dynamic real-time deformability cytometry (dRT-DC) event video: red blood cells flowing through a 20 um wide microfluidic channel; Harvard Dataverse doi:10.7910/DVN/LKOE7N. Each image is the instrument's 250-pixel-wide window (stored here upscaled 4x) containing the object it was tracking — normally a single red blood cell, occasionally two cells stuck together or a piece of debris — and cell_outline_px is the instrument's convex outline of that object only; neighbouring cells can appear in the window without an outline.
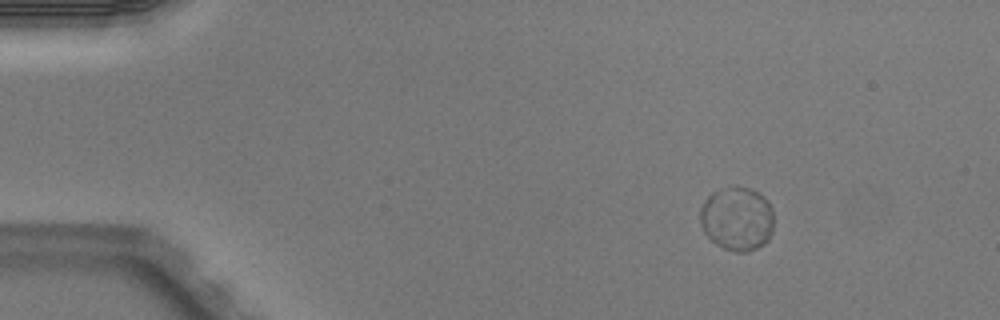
{"species": "Egyptian fruit bat (a non-hibernating species)", "species_latin": "Rousettus aegyptiacus", "temperature_condition": "warm", "stored_images_in_passage": 4, "camera_frame_rate_fps": 3000, "um_per_image_px": 0.085, "animal": {"sex": "male"}, "frame": {"image": 1, "passage_image": 1, "time_ms": 0.0, "image_size_px": [1000, 320], "cell_outline_px": [[772, 232], [768, 240], [764, 244], [748, 252], [736, 252], [724, 248], [716, 244], [704, 232], [700, 220], [700, 208], [708, 196], [712, 192], [728, 188], [748, 188], [760, 192], [768, 200], [772, 208]], "centroid_in_image_um": [62.66, 18.6], "position_along_channel_um": 22.3, "area_um2": 27.28}}
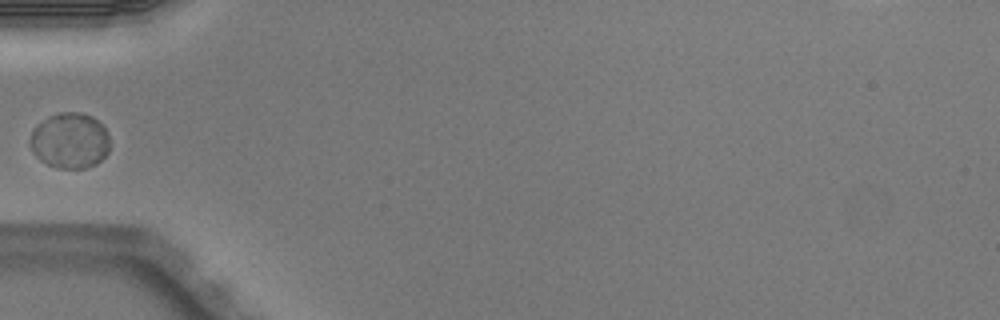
{"frame": {"image": 2, "passage_image": 4, "time_ms": 1.0, "image_size_px": [1000, 320], "cell_outline_px": [[108, 152], [96, 164], [84, 168], [56, 168], [40, 160], [32, 152], [28, 140], [36, 124], [48, 116], [60, 112], [80, 112], [92, 116], [104, 128], [108, 136]], "centroid_in_image_um": [5.89, 11.95], "position_along_channel_um": 79.1, "area_um2": 25.89}}